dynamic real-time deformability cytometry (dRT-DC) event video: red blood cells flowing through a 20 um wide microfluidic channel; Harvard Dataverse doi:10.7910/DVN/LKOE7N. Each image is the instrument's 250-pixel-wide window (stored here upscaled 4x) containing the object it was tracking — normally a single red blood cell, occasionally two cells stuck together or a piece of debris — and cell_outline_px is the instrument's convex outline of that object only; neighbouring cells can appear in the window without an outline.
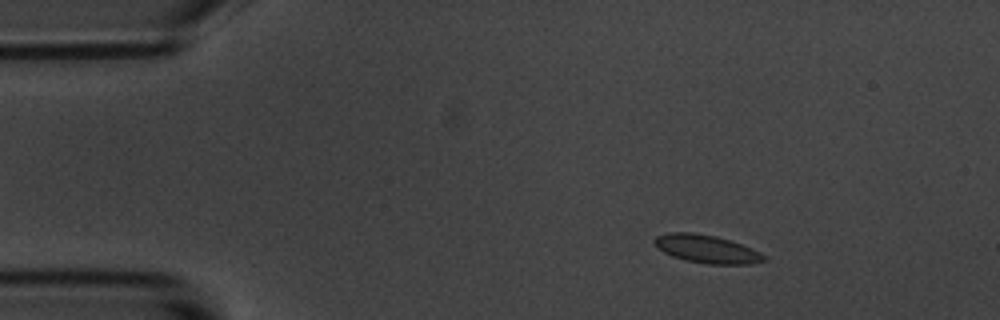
{"species": "common noctule bat (a hibernating species)", "species_latin": "Nyctalus noctula", "temperature_condition": "room temperature", "stored_images_in_passage": 6, "camera_frame_rate_fps": 3000, "um_per_image_px": 0.085, "animal": {"sex": "male", "body_mass_g": 20.1, "forearm_length_mm": 53.5}, "frame": {"image": 1, "passage_image": 2, "time_ms": 1.333, "image_size_px": [1000, 320], "cell_outline_px": [[768, 260], [752, 264], [708, 264], [684, 260], [672, 256], [656, 248], [652, 244], [652, 240], [656, 236], [668, 232], [692, 232], [716, 236], [752, 248], [760, 252]], "centroid_in_image_um": [60.02, 21.16], "position_along_channel_um": 25.0, "area_um2": 18.09}}
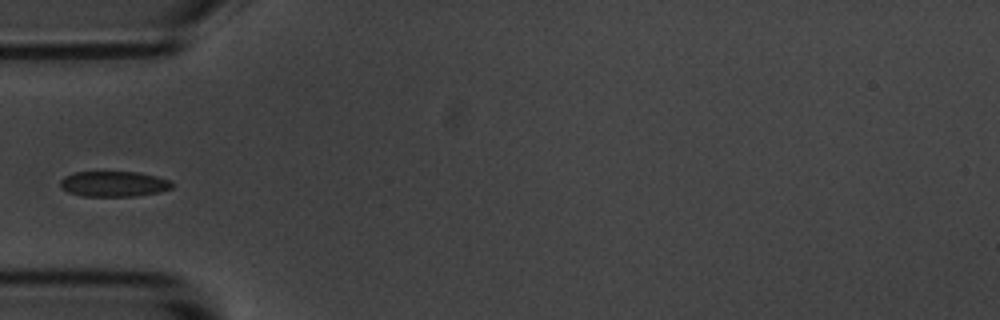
{"frame": {"image": 2, "passage_image": 5, "time_ms": 4.667, "image_size_px": [1000, 320], "cell_outline_px": [[172, 188], [160, 192], [136, 196], [84, 196], [68, 192], [60, 184], [60, 180], [64, 176], [72, 172], [140, 172], [172, 180]], "centroid_in_image_um": [9.7, 15.63], "position_along_channel_um": 75.3, "area_um2": 16.65}}